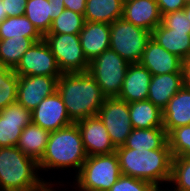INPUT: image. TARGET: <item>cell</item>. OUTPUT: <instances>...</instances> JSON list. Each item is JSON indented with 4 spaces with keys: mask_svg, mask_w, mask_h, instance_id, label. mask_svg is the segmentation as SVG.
I'll list each match as a JSON object with an SVG mask.
<instances>
[{
    "mask_svg": "<svg viewBox=\"0 0 190 191\" xmlns=\"http://www.w3.org/2000/svg\"><path fill=\"white\" fill-rule=\"evenodd\" d=\"M57 91L74 123L97 116L106 98L89 72L62 73L58 78Z\"/></svg>",
    "mask_w": 190,
    "mask_h": 191,
    "instance_id": "6da1fadb",
    "label": "cell"
},
{
    "mask_svg": "<svg viewBox=\"0 0 190 191\" xmlns=\"http://www.w3.org/2000/svg\"><path fill=\"white\" fill-rule=\"evenodd\" d=\"M122 175L153 183L170 181L172 155L170 149L137 150L123 145L116 148ZM160 182V183H159Z\"/></svg>",
    "mask_w": 190,
    "mask_h": 191,
    "instance_id": "7a4b0ae2",
    "label": "cell"
},
{
    "mask_svg": "<svg viewBox=\"0 0 190 191\" xmlns=\"http://www.w3.org/2000/svg\"><path fill=\"white\" fill-rule=\"evenodd\" d=\"M87 154L83 147L80 129L76 123L50 132L47 146L38 161L39 170L76 169L78 174Z\"/></svg>",
    "mask_w": 190,
    "mask_h": 191,
    "instance_id": "3957f363",
    "label": "cell"
},
{
    "mask_svg": "<svg viewBox=\"0 0 190 191\" xmlns=\"http://www.w3.org/2000/svg\"><path fill=\"white\" fill-rule=\"evenodd\" d=\"M38 162L18 147H0V191H38L46 182Z\"/></svg>",
    "mask_w": 190,
    "mask_h": 191,
    "instance_id": "277c9868",
    "label": "cell"
},
{
    "mask_svg": "<svg viewBox=\"0 0 190 191\" xmlns=\"http://www.w3.org/2000/svg\"><path fill=\"white\" fill-rule=\"evenodd\" d=\"M76 175V186L91 191H108L122 175L116 154L87 156Z\"/></svg>",
    "mask_w": 190,
    "mask_h": 191,
    "instance_id": "5b68a950",
    "label": "cell"
},
{
    "mask_svg": "<svg viewBox=\"0 0 190 191\" xmlns=\"http://www.w3.org/2000/svg\"><path fill=\"white\" fill-rule=\"evenodd\" d=\"M128 66L126 60L109 48L89 62L88 72L105 97H118Z\"/></svg>",
    "mask_w": 190,
    "mask_h": 191,
    "instance_id": "8992f818",
    "label": "cell"
},
{
    "mask_svg": "<svg viewBox=\"0 0 190 191\" xmlns=\"http://www.w3.org/2000/svg\"><path fill=\"white\" fill-rule=\"evenodd\" d=\"M151 32L124 20L117 19L110 24V49L118 53L129 64L139 63Z\"/></svg>",
    "mask_w": 190,
    "mask_h": 191,
    "instance_id": "52a82bcc",
    "label": "cell"
},
{
    "mask_svg": "<svg viewBox=\"0 0 190 191\" xmlns=\"http://www.w3.org/2000/svg\"><path fill=\"white\" fill-rule=\"evenodd\" d=\"M43 39L50 47L62 73L88 72L79 34H45Z\"/></svg>",
    "mask_w": 190,
    "mask_h": 191,
    "instance_id": "ba28073f",
    "label": "cell"
},
{
    "mask_svg": "<svg viewBox=\"0 0 190 191\" xmlns=\"http://www.w3.org/2000/svg\"><path fill=\"white\" fill-rule=\"evenodd\" d=\"M97 116L105 125L114 146L117 148L124 145L133 130L129 103L118 97H106Z\"/></svg>",
    "mask_w": 190,
    "mask_h": 191,
    "instance_id": "9c48e42d",
    "label": "cell"
},
{
    "mask_svg": "<svg viewBox=\"0 0 190 191\" xmlns=\"http://www.w3.org/2000/svg\"><path fill=\"white\" fill-rule=\"evenodd\" d=\"M13 70L18 76L41 75L59 78L62 74L44 39L34 42Z\"/></svg>",
    "mask_w": 190,
    "mask_h": 191,
    "instance_id": "30bf717a",
    "label": "cell"
},
{
    "mask_svg": "<svg viewBox=\"0 0 190 191\" xmlns=\"http://www.w3.org/2000/svg\"><path fill=\"white\" fill-rule=\"evenodd\" d=\"M58 78L50 76H19L16 102L33 111L46 97L57 91Z\"/></svg>",
    "mask_w": 190,
    "mask_h": 191,
    "instance_id": "8fae6325",
    "label": "cell"
},
{
    "mask_svg": "<svg viewBox=\"0 0 190 191\" xmlns=\"http://www.w3.org/2000/svg\"><path fill=\"white\" fill-rule=\"evenodd\" d=\"M31 112L32 123L49 132H54L74 123L70 119L66 106L58 91L44 98Z\"/></svg>",
    "mask_w": 190,
    "mask_h": 191,
    "instance_id": "7c38bea8",
    "label": "cell"
},
{
    "mask_svg": "<svg viewBox=\"0 0 190 191\" xmlns=\"http://www.w3.org/2000/svg\"><path fill=\"white\" fill-rule=\"evenodd\" d=\"M80 129L84 150L87 156L116 152L108 131L98 116L88 117L76 122Z\"/></svg>",
    "mask_w": 190,
    "mask_h": 191,
    "instance_id": "4fadbf2b",
    "label": "cell"
},
{
    "mask_svg": "<svg viewBox=\"0 0 190 191\" xmlns=\"http://www.w3.org/2000/svg\"><path fill=\"white\" fill-rule=\"evenodd\" d=\"M32 123V112L15 102L0 110V147L16 146L23 129Z\"/></svg>",
    "mask_w": 190,
    "mask_h": 191,
    "instance_id": "5bb4252c",
    "label": "cell"
},
{
    "mask_svg": "<svg viewBox=\"0 0 190 191\" xmlns=\"http://www.w3.org/2000/svg\"><path fill=\"white\" fill-rule=\"evenodd\" d=\"M152 75L182 72L183 60L168 52L152 38L148 41L139 62Z\"/></svg>",
    "mask_w": 190,
    "mask_h": 191,
    "instance_id": "9a60e30c",
    "label": "cell"
},
{
    "mask_svg": "<svg viewBox=\"0 0 190 191\" xmlns=\"http://www.w3.org/2000/svg\"><path fill=\"white\" fill-rule=\"evenodd\" d=\"M122 18L149 32L162 23L156 0H130L124 3Z\"/></svg>",
    "mask_w": 190,
    "mask_h": 191,
    "instance_id": "2e32d148",
    "label": "cell"
},
{
    "mask_svg": "<svg viewBox=\"0 0 190 191\" xmlns=\"http://www.w3.org/2000/svg\"><path fill=\"white\" fill-rule=\"evenodd\" d=\"M151 77L149 70L140 63L129 64L118 98L127 103L147 100Z\"/></svg>",
    "mask_w": 190,
    "mask_h": 191,
    "instance_id": "e0dca14e",
    "label": "cell"
},
{
    "mask_svg": "<svg viewBox=\"0 0 190 191\" xmlns=\"http://www.w3.org/2000/svg\"><path fill=\"white\" fill-rule=\"evenodd\" d=\"M79 37L83 53L90 62L110 48V24L85 21Z\"/></svg>",
    "mask_w": 190,
    "mask_h": 191,
    "instance_id": "ac0fdd59",
    "label": "cell"
},
{
    "mask_svg": "<svg viewBox=\"0 0 190 191\" xmlns=\"http://www.w3.org/2000/svg\"><path fill=\"white\" fill-rule=\"evenodd\" d=\"M182 87L183 72L152 75L147 100L163 110Z\"/></svg>",
    "mask_w": 190,
    "mask_h": 191,
    "instance_id": "d6986e66",
    "label": "cell"
},
{
    "mask_svg": "<svg viewBox=\"0 0 190 191\" xmlns=\"http://www.w3.org/2000/svg\"><path fill=\"white\" fill-rule=\"evenodd\" d=\"M162 111L167 134L174 128L190 125V89L183 86Z\"/></svg>",
    "mask_w": 190,
    "mask_h": 191,
    "instance_id": "ffe728a7",
    "label": "cell"
},
{
    "mask_svg": "<svg viewBox=\"0 0 190 191\" xmlns=\"http://www.w3.org/2000/svg\"><path fill=\"white\" fill-rule=\"evenodd\" d=\"M65 9L64 3L48 0H27L24 15L44 36L49 32L52 21Z\"/></svg>",
    "mask_w": 190,
    "mask_h": 191,
    "instance_id": "44dd1931",
    "label": "cell"
},
{
    "mask_svg": "<svg viewBox=\"0 0 190 191\" xmlns=\"http://www.w3.org/2000/svg\"><path fill=\"white\" fill-rule=\"evenodd\" d=\"M151 38L183 61L190 56V31H174L161 23L151 32Z\"/></svg>",
    "mask_w": 190,
    "mask_h": 191,
    "instance_id": "7402d4cb",
    "label": "cell"
},
{
    "mask_svg": "<svg viewBox=\"0 0 190 191\" xmlns=\"http://www.w3.org/2000/svg\"><path fill=\"white\" fill-rule=\"evenodd\" d=\"M123 146L137 150L170 149L163 127L133 129Z\"/></svg>",
    "mask_w": 190,
    "mask_h": 191,
    "instance_id": "603a6c76",
    "label": "cell"
},
{
    "mask_svg": "<svg viewBox=\"0 0 190 191\" xmlns=\"http://www.w3.org/2000/svg\"><path fill=\"white\" fill-rule=\"evenodd\" d=\"M133 129L163 127V111L149 100L129 103Z\"/></svg>",
    "mask_w": 190,
    "mask_h": 191,
    "instance_id": "cb8c5ba5",
    "label": "cell"
},
{
    "mask_svg": "<svg viewBox=\"0 0 190 191\" xmlns=\"http://www.w3.org/2000/svg\"><path fill=\"white\" fill-rule=\"evenodd\" d=\"M50 132L31 123L22 131L16 147L37 162L42 158L48 143Z\"/></svg>",
    "mask_w": 190,
    "mask_h": 191,
    "instance_id": "d4e9b609",
    "label": "cell"
},
{
    "mask_svg": "<svg viewBox=\"0 0 190 191\" xmlns=\"http://www.w3.org/2000/svg\"><path fill=\"white\" fill-rule=\"evenodd\" d=\"M123 5L120 0H87L84 12L85 21L111 24L122 18Z\"/></svg>",
    "mask_w": 190,
    "mask_h": 191,
    "instance_id": "484cf974",
    "label": "cell"
},
{
    "mask_svg": "<svg viewBox=\"0 0 190 191\" xmlns=\"http://www.w3.org/2000/svg\"><path fill=\"white\" fill-rule=\"evenodd\" d=\"M31 38L34 42L43 39V35L25 16L6 17L0 23V39Z\"/></svg>",
    "mask_w": 190,
    "mask_h": 191,
    "instance_id": "4316f807",
    "label": "cell"
},
{
    "mask_svg": "<svg viewBox=\"0 0 190 191\" xmlns=\"http://www.w3.org/2000/svg\"><path fill=\"white\" fill-rule=\"evenodd\" d=\"M34 44L31 38L0 39V63L14 69L23 54Z\"/></svg>",
    "mask_w": 190,
    "mask_h": 191,
    "instance_id": "83f0119b",
    "label": "cell"
},
{
    "mask_svg": "<svg viewBox=\"0 0 190 191\" xmlns=\"http://www.w3.org/2000/svg\"><path fill=\"white\" fill-rule=\"evenodd\" d=\"M84 24V15L64 9L63 12L52 21L50 30L46 34H79Z\"/></svg>",
    "mask_w": 190,
    "mask_h": 191,
    "instance_id": "f1b7e54d",
    "label": "cell"
},
{
    "mask_svg": "<svg viewBox=\"0 0 190 191\" xmlns=\"http://www.w3.org/2000/svg\"><path fill=\"white\" fill-rule=\"evenodd\" d=\"M18 82L14 70L0 63V110L16 102Z\"/></svg>",
    "mask_w": 190,
    "mask_h": 191,
    "instance_id": "f546056e",
    "label": "cell"
},
{
    "mask_svg": "<svg viewBox=\"0 0 190 191\" xmlns=\"http://www.w3.org/2000/svg\"><path fill=\"white\" fill-rule=\"evenodd\" d=\"M167 139L172 157H190V125L172 129Z\"/></svg>",
    "mask_w": 190,
    "mask_h": 191,
    "instance_id": "4dcf8cb0",
    "label": "cell"
},
{
    "mask_svg": "<svg viewBox=\"0 0 190 191\" xmlns=\"http://www.w3.org/2000/svg\"><path fill=\"white\" fill-rule=\"evenodd\" d=\"M170 183L181 191H190V157H173ZM176 185V186H175Z\"/></svg>",
    "mask_w": 190,
    "mask_h": 191,
    "instance_id": "1f68e13d",
    "label": "cell"
},
{
    "mask_svg": "<svg viewBox=\"0 0 190 191\" xmlns=\"http://www.w3.org/2000/svg\"><path fill=\"white\" fill-rule=\"evenodd\" d=\"M154 187L149 181L121 175L108 191H153Z\"/></svg>",
    "mask_w": 190,
    "mask_h": 191,
    "instance_id": "d6a6232c",
    "label": "cell"
},
{
    "mask_svg": "<svg viewBox=\"0 0 190 191\" xmlns=\"http://www.w3.org/2000/svg\"><path fill=\"white\" fill-rule=\"evenodd\" d=\"M162 23L174 31H190V21L187 19L184 10L164 14Z\"/></svg>",
    "mask_w": 190,
    "mask_h": 191,
    "instance_id": "836d02e7",
    "label": "cell"
},
{
    "mask_svg": "<svg viewBox=\"0 0 190 191\" xmlns=\"http://www.w3.org/2000/svg\"><path fill=\"white\" fill-rule=\"evenodd\" d=\"M7 17L24 15L27 0H2Z\"/></svg>",
    "mask_w": 190,
    "mask_h": 191,
    "instance_id": "e575fe53",
    "label": "cell"
},
{
    "mask_svg": "<svg viewBox=\"0 0 190 191\" xmlns=\"http://www.w3.org/2000/svg\"><path fill=\"white\" fill-rule=\"evenodd\" d=\"M188 0H156L161 15L183 10Z\"/></svg>",
    "mask_w": 190,
    "mask_h": 191,
    "instance_id": "d590c367",
    "label": "cell"
},
{
    "mask_svg": "<svg viewBox=\"0 0 190 191\" xmlns=\"http://www.w3.org/2000/svg\"><path fill=\"white\" fill-rule=\"evenodd\" d=\"M65 9L84 15L87 0H63Z\"/></svg>",
    "mask_w": 190,
    "mask_h": 191,
    "instance_id": "8d00e7d4",
    "label": "cell"
},
{
    "mask_svg": "<svg viewBox=\"0 0 190 191\" xmlns=\"http://www.w3.org/2000/svg\"><path fill=\"white\" fill-rule=\"evenodd\" d=\"M182 72H183V86L190 89V56L183 61Z\"/></svg>",
    "mask_w": 190,
    "mask_h": 191,
    "instance_id": "74e56055",
    "label": "cell"
},
{
    "mask_svg": "<svg viewBox=\"0 0 190 191\" xmlns=\"http://www.w3.org/2000/svg\"><path fill=\"white\" fill-rule=\"evenodd\" d=\"M52 185H53L52 181H51V183L45 182L38 191H55V190H53Z\"/></svg>",
    "mask_w": 190,
    "mask_h": 191,
    "instance_id": "f35d334b",
    "label": "cell"
},
{
    "mask_svg": "<svg viewBox=\"0 0 190 191\" xmlns=\"http://www.w3.org/2000/svg\"><path fill=\"white\" fill-rule=\"evenodd\" d=\"M7 17V14L5 13V8L3 1L0 0V23Z\"/></svg>",
    "mask_w": 190,
    "mask_h": 191,
    "instance_id": "ab89813d",
    "label": "cell"
},
{
    "mask_svg": "<svg viewBox=\"0 0 190 191\" xmlns=\"http://www.w3.org/2000/svg\"><path fill=\"white\" fill-rule=\"evenodd\" d=\"M185 14H186V17L187 19H189L190 21V0L187 1L185 7L183 8Z\"/></svg>",
    "mask_w": 190,
    "mask_h": 191,
    "instance_id": "60d3db41",
    "label": "cell"
},
{
    "mask_svg": "<svg viewBox=\"0 0 190 191\" xmlns=\"http://www.w3.org/2000/svg\"><path fill=\"white\" fill-rule=\"evenodd\" d=\"M174 188V190L173 191H181V190H179V189H177V188H175V187H173ZM161 188H160V186L159 185H155V187H154V190L153 191H172V189L171 190H160Z\"/></svg>",
    "mask_w": 190,
    "mask_h": 191,
    "instance_id": "b9f144b4",
    "label": "cell"
},
{
    "mask_svg": "<svg viewBox=\"0 0 190 191\" xmlns=\"http://www.w3.org/2000/svg\"><path fill=\"white\" fill-rule=\"evenodd\" d=\"M49 2L64 3L63 0H48Z\"/></svg>",
    "mask_w": 190,
    "mask_h": 191,
    "instance_id": "7bdbcfd3",
    "label": "cell"
},
{
    "mask_svg": "<svg viewBox=\"0 0 190 191\" xmlns=\"http://www.w3.org/2000/svg\"><path fill=\"white\" fill-rule=\"evenodd\" d=\"M76 188H78V189H79V191H91V190H87V189H82V188H80L79 186H78V187H76Z\"/></svg>",
    "mask_w": 190,
    "mask_h": 191,
    "instance_id": "ee69618b",
    "label": "cell"
},
{
    "mask_svg": "<svg viewBox=\"0 0 190 191\" xmlns=\"http://www.w3.org/2000/svg\"><path fill=\"white\" fill-rule=\"evenodd\" d=\"M123 4L130 1V0H120Z\"/></svg>",
    "mask_w": 190,
    "mask_h": 191,
    "instance_id": "f6af8a7d",
    "label": "cell"
}]
</instances>
